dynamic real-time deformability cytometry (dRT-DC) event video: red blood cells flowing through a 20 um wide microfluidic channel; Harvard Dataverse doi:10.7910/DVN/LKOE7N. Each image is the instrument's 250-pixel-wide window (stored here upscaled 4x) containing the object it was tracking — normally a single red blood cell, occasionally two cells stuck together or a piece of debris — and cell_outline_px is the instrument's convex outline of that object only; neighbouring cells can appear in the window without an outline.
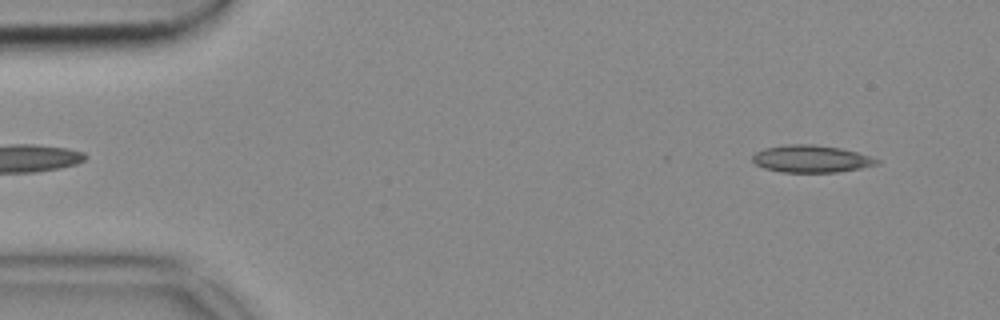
{"species": "common noctule bat (a hibernating species)", "species_latin": "Nyctalus noctula", "temperature_condition": "cold", "stored_images_in_passage": 9, "camera_frame_rate_fps": 3000, "um_per_image_px": 0.085, "animal": {"sex": "female", "body_mass_g": 18.4}, "frame": {"image": 1, "passage_image": 3, "time_ms": 0.667, "image_size_px": [1000, 320], "cell_outline_px": [[880, 164], [860, 168], [836, 172], [780, 172], [764, 168], [756, 164], [752, 160], [752, 156], [756, 152], [764, 148], [788, 144], [812, 144], [840, 148], [856, 152], [880, 160]], "centroid_in_image_um": [68.93, 13.5], "position_along_channel_um": 16.1, "area_um2": 19.65}}